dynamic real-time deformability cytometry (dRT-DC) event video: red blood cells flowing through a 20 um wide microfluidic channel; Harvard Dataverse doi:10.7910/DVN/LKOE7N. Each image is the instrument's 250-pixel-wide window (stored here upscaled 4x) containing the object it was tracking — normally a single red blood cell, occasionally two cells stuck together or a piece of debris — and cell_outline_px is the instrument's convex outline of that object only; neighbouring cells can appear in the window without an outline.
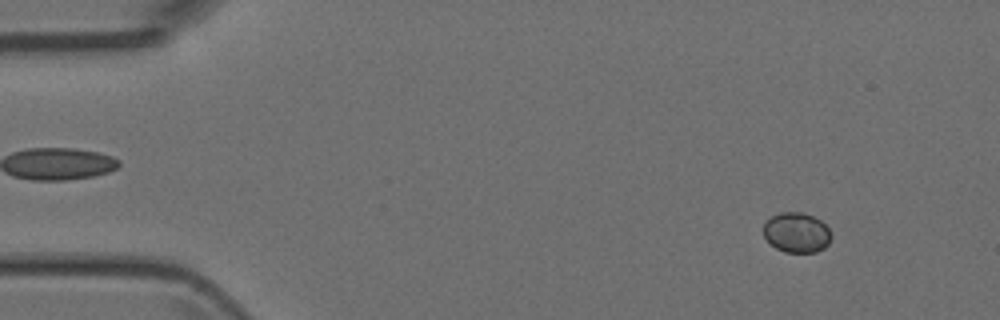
{"species": "Egyptian fruit bat (a non-hibernating species)", "species_latin": "Rousettus aegyptiacus", "temperature_condition": "room temperature", "stored_images_in_passage": 48, "camera_frame_rate_fps": 3000, "um_per_image_px": 0.085, "animal": {"sex": "female"}, "frame": {"image": 1, "passage_image": 3, "time_ms": 0.667, "image_size_px": [1000, 320], "cell_outline_px": [[832, 236], [828, 244], [824, 248], [816, 252], [784, 252], [776, 248], [764, 236], [764, 224], [772, 216], [780, 212], [804, 212], [820, 220], [828, 228]], "centroid_in_image_um": [67.73, 19.76], "position_along_channel_um": 17.3, "area_um2": 15.72}}
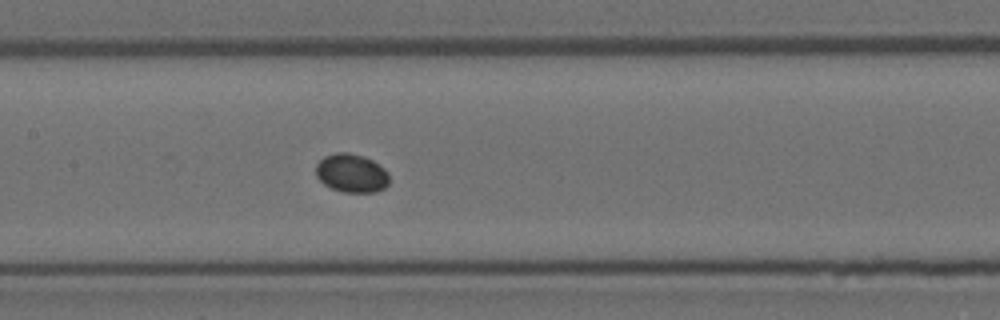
{"frame": {"image": 2, "passage_image": 22, "time_ms": 7.0, "image_size_px": [1000, 320], "cell_outline_px": [[388, 184], [384, 188], [376, 192], [344, 192], [332, 188], [324, 184], [316, 176], [316, 164], [324, 156], [336, 152], [348, 152], [364, 156], [372, 160], [384, 168], [388, 172]], "centroid_in_image_um": [29.87, 14.71], "position_along_channel_um": 177.5, "area_um2": 16.53}}
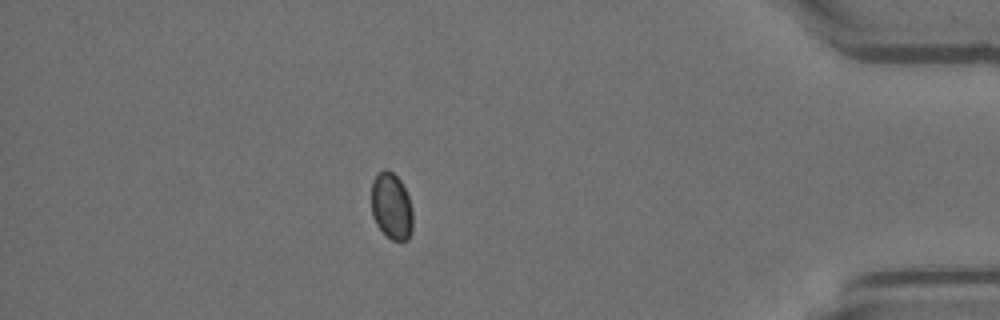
{"frame": {"image": 3, "passage_image": 42, "time_ms": 13.667, "image_size_px": [1000, 320], "cell_outline_px": [[412, 232], [408, 240], [392, 240], [376, 224], [372, 216], [372, 180], [384, 168], [392, 172], [400, 180], [408, 196], [412, 212]], "centroid_in_image_um": [33.27, 17.53], "position_along_channel_um": 401.9, "area_um2": 15.9}}